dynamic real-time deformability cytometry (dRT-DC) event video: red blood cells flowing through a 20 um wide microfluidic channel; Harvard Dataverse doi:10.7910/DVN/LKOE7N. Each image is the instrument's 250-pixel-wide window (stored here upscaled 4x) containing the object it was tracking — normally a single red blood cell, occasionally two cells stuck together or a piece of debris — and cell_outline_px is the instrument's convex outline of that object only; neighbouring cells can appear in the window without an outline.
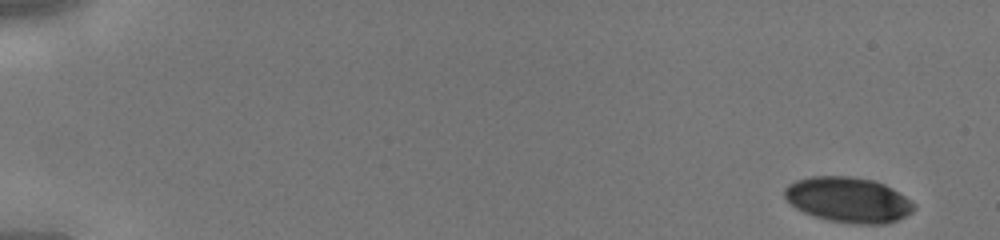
{"species": "human", "species_latin": "Homo sapiens", "temperature_condition": "cold", "stored_images_in_passage": 43, "camera_frame_rate_fps": 3000, "um_per_image_px": 0.085, "donor": {"sex": "male"}, "frame": {"image": 1, "passage_image": 1, "time_ms": 0.0, "image_size_px": [1000, 240], "cell_outline_px": [[916, 208], [912, 212], [888, 224], [856, 224], [828, 220], [804, 212], [796, 208], [784, 196], [784, 188], [788, 184], [796, 180], [812, 176], [848, 176], [872, 180], [884, 184], [900, 192], [916, 204]], "centroid_in_image_um": [72.13, 16.98], "position_along_channel_um": 12.9, "area_um2": 34.16}}
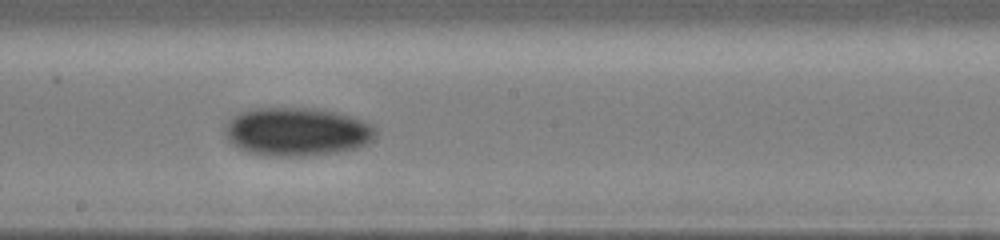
{"frame": {"image": 2, "passage_image": 25, "time_ms": 8.0, "image_size_px": [1000, 240], "cell_outline_px": [[376, 136], [368, 144], [356, 148], [340, 152], [308, 156], [268, 156], [248, 152], [232, 144], [228, 140], [224, 132], [224, 124], [232, 116], [240, 112], [252, 108], [316, 108], [336, 112], [372, 124], [376, 128]], "centroid_in_image_um": [25.22, 11.2], "position_along_channel_um": 223.0, "area_um2": 42.95}}
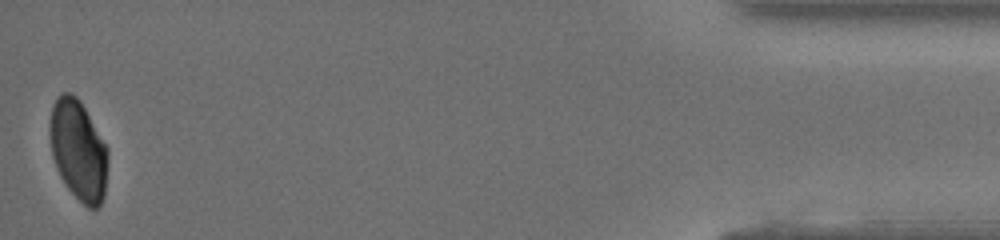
{"frame": {"image": 3, "passage_image": 43, "time_ms": 14.0, "image_size_px": [1000, 240], "cell_outline_px": [[108, 160], [104, 196], [100, 204], [96, 208], [88, 208], [68, 188], [60, 176], [52, 156], [48, 128], [48, 124], [52, 104], [56, 96], [60, 92], [72, 92], [80, 100], [108, 148]], "centroid_in_image_um": [6.63, 12.71], "position_along_channel_um": 428.6, "area_um2": 34.22}}